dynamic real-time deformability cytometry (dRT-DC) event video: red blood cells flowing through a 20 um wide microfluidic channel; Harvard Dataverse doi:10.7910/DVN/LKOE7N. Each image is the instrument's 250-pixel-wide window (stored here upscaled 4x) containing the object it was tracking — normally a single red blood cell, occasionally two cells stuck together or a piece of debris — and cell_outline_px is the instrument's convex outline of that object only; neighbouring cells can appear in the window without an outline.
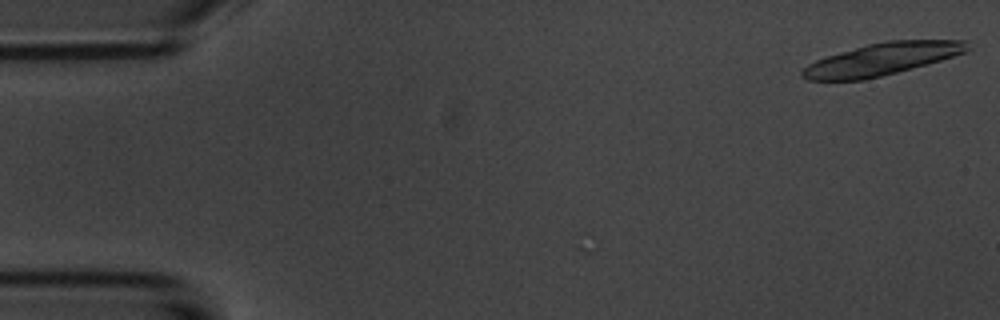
{"species": "common noctule bat (a hibernating species)", "species_latin": "Nyctalus noctula", "temperature_condition": "room temperature", "stored_images_in_passage": 2, "camera_frame_rate_fps": 3000, "um_per_image_px": 0.085, "animal": {"sex": "male", "body_mass_g": 20.1, "forearm_length_mm": 53.5}, "frame": {"image": 1, "passage_image": 2, "time_ms": 1.0, "image_size_px": [1000, 320], "cell_outline_px": [[972, 48], [964, 52], [928, 64], [864, 80], [808, 80], [800, 76], [800, 72], [808, 64], [816, 60], [840, 52], [868, 44], [888, 40], [972, 40]], "centroid_in_image_um": [75.0, 5.02], "position_along_channel_um": 10.0, "area_um2": 30.87}}